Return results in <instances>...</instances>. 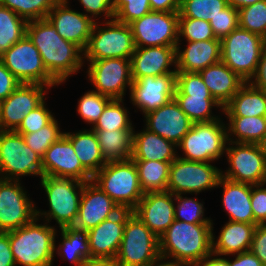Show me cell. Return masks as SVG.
I'll return each mask as SVG.
<instances>
[{
    "mask_svg": "<svg viewBox=\"0 0 266 266\" xmlns=\"http://www.w3.org/2000/svg\"><path fill=\"white\" fill-rule=\"evenodd\" d=\"M26 34L39 50L48 73L59 83L76 74L84 64V51L64 40L47 18L27 22Z\"/></svg>",
    "mask_w": 266,
    "mask_h": 266,
    "instance_id": "obj_1",
    "label": "cell"
},
{
    "mask_svg": "<svg viewBox=\"0 0 266 266\" xmlns=\"http://www.w3.org/2000/svg\"><path fill=\"white\" fill-rule=\"evenodd\" d=\"M212 224H194L174 220L159 237L160 256L196 266L212 253Z\"/></svg>",
    "mask_w": 266,
    "mask_h": 266,
    "instance_id": "obj_2",
    "label": "cell"
},
{
    "mask_svg": "<svg viewBox=\"0 0 266 266\" xmlns=\"http://www.w3.org/2000/svg\"><path fill=\"white\" fill-rule=\"evenodd\" d=\"M38 217L16 230L9 231L11 251L17 265L52 266L55 255L56 228L38 224Z\"/></svg>",
    "mask_w": 266,
    "mask_h": 266,
    "instance_id": "obj_3",
    "label": "cell"
},
{
    "mask_svg": "<svg viewBox=\"0 0 266 266\" xmlns=\"http://www.w3.org/2000/svg\"><path fill=\"white\" fill-rule=\"evenodd\" d=\"M97 184L121 209L133 210L145 194L132 159L106 163L94 176Z\"/></svg>",
    "mask_w": 266,
    "mask_h": 266,
    "instance_id": "obj_4",
    "label": "cell"
},
{
    "mask_svg": "<svg viewBox=\"0 0 266 266\" xmlns=\"http://www.w3.org/2000/svg\"><path fill=\"white\" fill-rule=\"evenodd\" d=\"M84 183L74 178L41 177L49 202L48 211L36 210V217L46 222L56 220L58 227H71L76 222ZM43 216V217H42Z\"/></svg>",
    "mask_w": 266,
    "mask_h": 266,
    "instance_id": "obj_5",
    "label": "cell"
},
{
    "mask_svg": "<svg viewBox=\"0 0 266 266\" xmlns=\"http://www.w3.org/2000/svg\"><path fill=\"white\" fill-rule=\"evenodd\" d=\"M264 45L263 37L238 26L221 40V61L250 82L257 72Z\"/></svg>",
    "mask_w": 266,
    "mask_h": 266,
    "instance_id": "obj_6",
    "label": "cell"
},
{
    "mask_svg": "<svg viewBox=\"0 0 266 266\" xmlns=\"http://www.w3.org/2000/svg\"><path fill=\"white\" fill-rule=\"evenodd\" d=\"M102 24L105 26L95 22L84 50V60L130 59L136 48L130 25L115 19Z\"/></svg>",
    "mask_w": 266,
    "mask_h": 266,
    "instance_id": "obj_7",
    "label": "cell"
},
{
    "mask_svg": "<svg viewBox=\"0 0 266 266\" xmlns=\"http://www.w3.org/2000/svg\"><path fill=\"white\" fill-rule=\"evenodd\" d=\"M226 126L221 118L212 122L193 123L177 145L185 154L179 158L209 163L221 158L228 142Z\"/></svg>",
    "mask_w": 266,
    "mask_h": 266,
    "instance_id": "obj_8",
    "label": "cell"
},
{
    "mask_svg": "<svg viewBox=\"0 0 266 266\" xmlns=\"http://www.w3.org/2000/svg\"><path fill=\"white\" fill-rule=\"evenodd\" d=\"M25 175L43 176L42 157L21 134L0 130V179L19 181Z\"/></svg>",
    "mask_w": 266,
    "mask_h": 266,
    "instance_id": "obj_9",
    "label": "cell"
},
{
    "mask_svg": "<svg viewBox=\"0 0 266 266\" xmlns=\"http://www.w3.org/2000/svg\"><path fill=\"white\" fill-rule=\"evenodd\" d=\"M159 256V238L132 213L125 222L116 263L119 266H147Z\"/></svg>",
    "mask_w": 266,
    "mask_h": 266,
    "instance_id": "obj_10",
    "label": "cell"
},
{
    "mask_svg": "<svg viewBox=\"0 0 266 266\" xmlns=\"http://www.w3.org/2000/svg\"><path fill=\"white\" fill-rule=\"evenodd\" d=\"M0 61L21 83L41 84L50 88L59 85L48 73L39 50L27 34L6 50Z\"/></svg>",
    "mask_w": 266,
    "mask_h": 266,
    "instance_id": "obj_11",
    "label": "cell"
},
{
    "mask_svg": "<svg viewBox=\"0 0 266 266\" xmlns=\"http://www.w3.org/2000/svg\"><path fill=\"white\" fill-rule=\"evenodd\" d=\"M227 145L225 153L230 167L224 174L221 171V176L238 183L263 184L266 176V152L262 144L228 141Z\"/></svg>",
    "mask_w": 266,
    "mask_h": 266,
    "instance_id": "obj_12",
    "label": "cell"
},
{
    "mask_svg": "<svg viewBox=\"0 0 266 266\" xmlns=\"http://www.w3.org/2000/svg\"><path fill=\"white\" fill-rule=\"evenodd\" d=\"M221 170L209 162H196L179 158L170 164L168 192L173 195L198 194L216 188Z\"/></svg>",
    "mask_w": 266,
    "mask_h": 266,
    "instance_id": "obj_13",
    "label": "cell"
},
{
    "mask_svg": "<svg viewBox=\"0 0 266 266\" xmlns=\"http://www.w3.org/2000/svg\"><path fill=\"white\" fill-rule=\"evenodd\" d=\"M129 25L136 47H176L179 43V12L151 11Z\"/></svg>",
    "mask_w": 266,
    "mask_h": 266,
    "instance_id": "obj_14",
    "label": "cell"
},
{
    "mask_svg": "<svg viewBox=\"0 0 266 266\" xmlns=\"http://www.w3.org/2000/svg\"><path fill=\"white\" fill-rule=\"evenodd\" d=\"M87 74L96 92L112 99H123L126 87L132 85L130 59L108 58L102 60H87Z\"/></svg>",
    "mask_w": 266,
    "mask_h": 266,
    "instance_id": "obj_15",
    "label": "cell"
},
{
    "mask_svg": "<svg viewBox=\"0 0 266 266\" xmlns=\"http://www.w3.org/2000/svg\"><path fill=\"white\" fill-rule=\"evenodd\" d=\"M20 180L0 179V232L23 227L36 217V206Z\"/></svg>",
    "mask_w": 266,
    "mask_h": 266,
    "instance_id": "obj_16",
    "label": "cell"
},
{
    "mask_svg": "<svg viewBox=\"0 0 266 266\" xmlns=\"http://www.w3.org/2000/svg\"><path fill=\"white\" fill-rule=\"evenodd\" d=\"M50 87L21 83L6 99L0 101V130L15 131L24 117L40 106ZM44 89H46L44 91Z\"/></svg>",
    "mask_w": 266,
    "mask_h": 266,
    "instance_id": "obj_17",
    "label": "cell"
},
{
    "mask_svg": "<svg viewBox=\"0 0 266 266\" xmlns=\"http://www.w3.org/2000/svg\"><path fill=\"white\" fill-rule=\"evenodd\" d=\"M176 73L145 76L133 80L130 99L144 115L160 108L174 98Z\"/></svg>",
    "mask_w": 266,
    "mask_h": 266,
    "instance_id": "obj_18",
    "label": "cell"
},
{
    "mask_svg": "<svg viewBox=\"0 0 266 266\" xmlns=\"http://www.w3.org/2000/svg\"><path fill=\"white\" fill-rule=\"evenodd\" d=\"M43 176L74 178L89 182L93 176L82 166L71 141L63 135L42 156Z\"/></svg>",
    "mask_w": 266,
    "mask_h": 266,
    "instance_id": "obj_19",
    "label": "cell"
},
{
    "mask_svg": "<svg viewBox=\"0 0 266 266\" xmlns=\"http://www.w3.org/2000/svg\"><path fill=\"white\" fill-rule=\"evenodd\" d=\"M121 210L97 184L92 180L84 183L80 199L78 216L73 227L89 231L102 221L112 217Z\"/></svg>",
    "mask_w": 266,
    "mask_h": 266,
    "instance_id": "obj_20",
    "label": "cell"
},
{
    "mask_svg": "<svg viewBox=\"0 0 266 266\" xmlns=\"http://www.w3.org/2000/svg\"><path fill=\"white\" fill-rule=\"evenodd\" d=\"M68 5V0H60L46 18L64 40L75 43L84 51L95 21L84 13L71 10Z\"/></svg>",
    "mask_w": 266,
    "mask_h": 266,
    "instance_id": "obj_21",
    "label": "cell"
},
{
    "mask_svg": "<svg viewBox=\"0 0 266 266\" xmlns=\"http://www.w3.org/2000/svg\"><path fill=\"white\" fill-rule=\"evenodd\" d=\"M175 195L146 192L132 212L159 238L175 220Z\"/></svg>",
    "mask_w": 266,
    "mask_h": 266,
    "instance_id": "obj_22",
    "label": "cell"
},
{
    "mask_svg": "<svg viewBox=\"0 0 266 266\" xmlns=\"http://www.w3.org/2000/svg\"><path fill=\"white\" fill-rule=\"evenodd\" d=\"M133 212L121 209L117 214L87 231L91 258L115 259L124 234L126 219Z\"/></svg>",
    "mask_w": 266,
    "mask_h": 266,
    "instance_id": "obj_23",
    "label": "cell"
},
{
    "mask_svg": "<svg viewBox=\"0 0 266 266\" xmlns=\"http://www.w3.org/2000/svg\"><path fill=\"white\" fill-rule=\"evenodd\" d=\"M146 129L178 145L193 122L173 98L167 104L144 115Z\"/></svg>",
    "mask_w": 266,
    "mask_h": 266,
    "instance_id": "obj_24",
    "label": "cell"
},
{
    "mask_svg": "<svg viewBox=\"0 0 266 266\" xmlns=\"http://www.w3.org/2000/svg\"><path fill=\"white\" fill-rule=\"evenodd\" d=\"M132 79L136 80L145 76H159L168 73H177L176 47L151 46L136 47L130 58Z\"/></svg>",
    "mask_w": 266,
    "mask_h": 266,
    "instance_id": "obj_25",
    "label": "cell"
},
{
    "mask_svg": "<svg viewBox=\"0 0 266 266\" xmlns=\"http://www.w3.org/2000/svg\"><path fill=\"white\" fill-rule=\"evenodd\" d=\"M176 46L177 72H200L204 68L221 61V40L188 42L184 50Z\"/></svg>",
    "mask_w": 266,
    "mask_h": 266,
    "instance_id": "obj_26",
    "label": "cell"
},
{
    "mask_svg": "<svg viewBox=\"0 0 266 266\" xmlns=\"http://www.w3.org/2000/svg\"><path fill=\"white\" fill-rule=\"evenodd\" d=\"M219 186L223 188L222 206L229 214V220L258 225L251 208V185L234 182L221 176L217 188Z\"/></svg>",
    "mask_w": 266,
    "mask_h": 266,
    "instance_id": "obj_27",
    "label": "cell"
},
{
    "mask_svg": "<svg viewBox=\"0 0 266 266\" xmlns=\"http://www.w3.org/2000/svg\"><path fill=\"white\" fill-rule=\"evenodd\" d=\"M199 73L212 97L223 107L246 83L222 61L204 68Z\"/></svg>",
    "mask_w": 266,
    "mask_h": 266,
    "instance_id": "obj_28",
    "label": "cell"
},
{
    "mask_svg": "<svg viewBox=\"0 0 266 266\" xmlns=\"http://www.w3.org/2000/svg\"><path fill=\"white\" fill-rule=\"evenodd\" d=\"M256 226L229 220L222 227L217 240L212 235V252L227 256L249 251Z\"/></svg>",
    "mask_w": 266,
    "mask_h": 266,
    "instance_id": "obj_29",
    "label": "cell"
},
{
    "mask_svg": "<svg viewBox=\"0 0 266 266\" xmlns=\"http://www.w3.org/2000/svg\"><path fill=\"white\" fill-rule=\"evenodd\" d=\"M177 145L158 134L143 129L133 134L132 160L172 162L177 158Z\"/></svg>",
    "mask_w": 266,
    "mask_h": 266,
    "instance_id": "obj_30",
    "label": "cell"
},
{
    "mask_svg": "<svg viewBox=\"0 0 266 266\" xmlns=\"http://www.w3.org/2000/svg\"><path fill=\"white\" fill-rule=\"evenodd\" d=\"M222 111L226 117L266 116V91L246 82Z\"/></svg>",
    "mask_w": 266,
    "mask_h": 266,
    "instance_id": "obj_31",
    "label": "cell"
},
{
    "mask_svg": "<svg viewBox=\"0 0 266 266\" xmlns=\"http://www.w3.org/2000/svg\"><path fill=\"white\" fill-rule=\"evenodd\" d=\"M71 141L76 156L82 166L94 176L105 164L97 135L93 129L79 130L76 133L64 132Z\"/></svg>",
    "mask_w": 266,
    "mask_h": 266,
    "instance_id": "obj_32",
    "label": "cell"
},
{
    "mask_svg": "<svg viewBox=\"0 0 266 266\" xmlns=\"http://www.w3.org/2000/svg\"><path fill=\"white\" fill-rule=\"evenodd\" d=\"M106 163L131 159L134 130H94Z\"/></svg>",
    "mask_w": 266,
    "mask_h": 266,
    "instance_id": "obj_33",
    "label": "cell"
},
{
    "mask_svg": "<svg viewBox=\"0 0 266 266\" xmlns=\"http://www.w3.org/2000/svg\"><path fill=\"white\" fill-rule=\"evenodd\" d=\"M62 242L54 248V253L62 259L69 260L75 266H82L84 262L91 258L89 241L86 231L73 226L61 228Z\"/></svg>",
    "mask_w": 266,
    "mask_h": 266,
    "instance_id": "obj_34",
    "label": "cell"
},
{
    "mask_svg": "<svg viewBox=\"0 0 266 266\" xmlns=\"http://www.w3.org/2000/svg\"><path fill=\"white\" fill-rule=\"evenodd\" d=\"M227 140L262 144L266 139V116L227 117ZM235 135V140L233 139ZM233 136V137H231Z\"/></svg>",
    "mask_w": 266,
    "mask_h": 266,
    "instance_id": "obj_35",
    "label": "cell"
},
{
    "mask_svg": "<svg viewBox=\"0 0 266 266\" xmlns=\"http://www.w3.org/2000/svg\"><path fill=\"white\" fill-rule=\"evenodd\" d=\"M140 186L144 193L166 191L169 180V169L172 162L152 160H133Z\"/></svg>",
    "mask_w": 266,
    "mask_h": 266,
    "instance_id": "obj_36",
    "label": "cell"
},
{
    "mask_svg": "<svg viewBox=\"0 0 266 266\" xmlns=\"http://www.w3.org/2000/svg\"><path fill=\"white\" fill-rule=\"evenodd\" d=\"M174 99L193 123L212 122L220 119L218 116L212 115V108L219 107L221 110L223 106L212 95H174Z\"/></svg>",
    "mask_w": 266,
    "mask_h": 266,
    "instance_id": "obj_37",
    "label": "cell"
},
{
    "mask_svg": "<svg viewBox=\"0 0 266 266\" xmlns=\"http://www.w3.org/2000/svg\"><path fill=\"white\" fill-rule=\"evenodd\" d=\"M27 21L0 5V56L26 35Z\"/></svg>",
    "mask_w": 266,
    "mask_h": 266,
    "instance_id": "obj_38",
    "label": "cell"
},
{
    "mask_svg": "<svg viewBox=\"0 0 266 266\" xmlns=\"http://www.w3.org/2000/svg\"><path fill=\"white\" fill-rule=\"evenodd\" d=\"M124 99H112L105 107L93 130H134L129 111L124 107ZM123 104V105H122Z\"/></svg>",
    "mask_w": 266,
    "mask_h": 266,
    "instance_id": "obj_39",
    "label": "cell"
},
{
    "mask_svg": "<svg viewBox=\"0 0 266 266\" xmlns=\"http://www.w3.org/2000/svg\"><path fill=\"white\" fill-rule=\"evenodd\" d=\"M227 6V0H181L179 18L210 22Z\"/></svg>",
    "mask_w": 266,
    "mask_h": 266,
    "instance_id": "obj_40",
    "label": "cell"
},
{
    "mask_svg": "<svg viewBox=\"0 0 266 266\" xmlns=\"http://www.w3.org/2000/svg\"><path fill=\"white\" fill-rule=\"evenodd\" d=\"M60 0H0V5L14 11L27 22L44 19Z\"/></svg>",
    "mask_w": 266,
    "mask_h": 266,
    "instance_id": "obj_41",
    "label": "cell"
},
{
    "mask_svg": "<svg viewBox=\"0 0 266 266\" xmlns=\"http://www.w3.org/2000/svg\"><path fill=\"white\" fill-rule=\"evenodd\" d=\"M18 134H21L26 144L42 157L46 150L64 135V132H61L58 121L53 118L38 131Z\"/></svg>",
    "mask_w": 266,
    "mask_h": 266,
    "instance_id": "obj_42",
    "label": "cell"
},
{
    "mask_svg": "<svg viewBox=\"0 0 266 266\" xmlns=\"http://www.w3.org/2000/svg\"><path fill=\"white\" fill-rule=\"evenodd\" d=\"M239 27L264 38L266 35V0L238 10Z\"/></svg>",
    "mask_w": 266,
    "mask_h": 266,
    "instance_id": "obj_43",
    "label": "cell"
},
{
    "mask_svg": "<svg viewBox=\"0 0 266 266\" xmlns=\"http://www.w3.org/2000/svg\"><path fill=\"white\" fill-rule=\"evenodd\" d=\"M112 98L96 91H88L78 101L77 112L88 124H94Z\"/></svg>",
    "mask_w": 266,
    "mask_h": 266,
    "instance_id": "obj_44",
    "label": "cell"
},
{
    "mask_svg": "<svg viewBox=\"0 0 266 266\" xmlns=\"http://www.w3.org/2000/svg\"><path fill=\"white\" fill-rule=\"evenodd\" d=\"M175 201L178 202L174 210L176 220L194 224H212L210 218L204 217L203 202H199L197 198L182 197L180 194L175 195Z\"/></svg>",
    "mask_w": 266,
    "mask_h": 266,
    "instance_id": "obj_45",
    "label": "cell"
},
{
    "mask_svg": "<svg viewBox=\"0 0 266 266\" xmlns=\"http://www.w3.org/2000/svg\"><path fill=\"white\" fill-rule=\"evenodd\" d=\"M114 19L130 24L151 12L149 0H113Z\"/></svg>",
    "mask_w": 266,
    "mask_h": 266,
    "instance_id": "obj_46",
    "label": "cell"
},
{
    "mask_svg": "<svg viewBox=\"0 0 266 266\" xmlns=\"http://www.w3.org/2000/svg\"><path fill=\"white\" fill-rule=\"evenodd\" d=\"M183 36L187 42L216 39L208 21L192 18H179L178 42Z\"/></svg>",
    "mask_w": 266,
    "mask_h": 266,
    "instance_id": "obj_47",
    "label": "cell"
},
{
    "mask_svg": "<svg viewBox=\"0 0 266 266\" xmlns=\"http://www.w3.org/2000/svg\"><path fill=\"white\" fill-rule=\"evenodd\" d=\"M174 95H211L198 72H177Z\"/></svg>",
    "mask_w": 266,
    "mask_h": 266,
    "instance_id": "obj_48",
    "label": "cell"
},
{
    "mask_svg": "<svg viewBox=\"0 0 266 266\" xmlns=\"http://www.w3.org/2000/svg\"><path fill=\"white\" fill-rule=\"evenodd\" d=\"M209 23L215 37L222 40L239 26L238 10L228 5Z\"/></svg>",
    "mask_w": 266,
    "mask_h": 266,
    "instance_id": "obj_49",
    "label": "cell"
},
{
    "mask_svg": "<svg viewBox=\"0 0 266 266\" xmlns=\"http://www.w3.org/2000/svg\"><path fill=\"white\" fill-rule=\"evenodd\" d=\"M55 116L46 108L45 101L23 119L16 133H33L47 125Z\"/></svg>",
    "mask_w": 266,
    "mask_h": 266,
    "instance_id": "obj_50",
    "label": "cell"
},
{
    "mask_svg": "<svg viewBox=\"0 0 266 266\" xmlns=\"http://www.w3.org/2000/svg\"><path fill=\"white\" fill-rule=\"evenodd\" d=\"M263 184L251 185V208L258 224L266 222V188Z\"/></svg>",
    "mask_w": 266,
    "mask_h": 266,
    "instance_id": "obj_51",
    "label": "cell"
},
{
    "mask_svg": "<svg viewBox=\"0 0 266 266\" xmlns=\"http://www.w3.org/2000/svg\"><path fill=\"white\" fill-rule=\"evenodd\" d=\"M79 2L86 11L84 14H88L95 22L98 20L96 17L102 15L108 21L114 19L113 0H79Z\"/></svg>",
    "mask_w": 266,
    "mask_h": 266,
    "instance_id": "obj_52",
    "label": "cell"
},
{
    "mask_svg": "<svg viewBox=\"0 0 266 266\" xmlns=\"http://www.w3.org/2000/svg\"><path fill=\"white\" fill-rule=\"evenodd\" d=\"M249 251L266 266V222L256 226Z\"/></svg>",
    "mask_w": 266,
    "mask_h": 266,
    "instance_id": "obj_53",
    "label": "cell"
},
{
    "mask_svg": "<svg viewBox=\"0 0 266 266\" xmlns=\"http://www.w3.org/2000/svg\"><path fill=\"white\" fill-rule=\"evenodd\" d=\"M21 82L0 61V101L6 99Z\"/></svg>",
    "mask_w": 266,
    "mask_h": 266,
    "instance_id": "obj_54",
    "label": "cell"
},
{
    "mask_svg": "<svg viewBox=\"0 0 266 266\" xmlns=\"http://www.w3.org/2000/svg\"><path fill=\"white\" fill-rule=\"evenodd\" d=\"M0 266H16L9 242V232H0Z\"/></svg>",
    "mask_w": 266,
    "mask_h": 266,
    "instance_id": "obj_55",
    "label": "cell"
},
{
    "mask_svg": "<svg viewBox=\"0 0 266 266\" xmlns=\"http://www.w3.org/2000/svg\"><path fill=\"white\" fill-rule=\"evenodd\" d=\"M250 83L261 90L266 91V45H264L257 72Z\"/></svg>",
    "mask_w": 266,
    "mask_h": 266,
    "instance_id": "obj_56",
    "label": "cell"
},
{
    "mask_svg": "<svg viewBox=\"0 0 266 266\" xmlns=\"http://www.w3.org/2000/svg\"><path fill=\"white\" fill-rule=\"evenodd\" d=\"M181 0H149L151 11L179 12Z\"/></svg>",
    "mask_w": 266,
    "mask_h": 266,
    "instance_id": "obj_57",
    "label": "cell"
},
{
    "mask_svg": "<svg viewBox=\"0 0 266 266\" xmlns=\"http://www.w3.org/2000/svg\"><path fill=\"white\" fill-rule=\"evenodd\" d=\"M230 266H264L260 260L250 251L238 253L234 261H230Z\"/></svg>",
    "mask_w": 266,
    "mask_h": 266,
    "instance_id": "obj_58",
    "label": "cell"
},
{
    "mask_svg": "<svg viewBox=\"0 0 266 266\" xmlns=\"http://www.w3.org/2000/svg\"><path fill=\"white\" fill-rule=\"evenodd\" d=\"M196 266H230V260L212 252Z\"/></svg>",
    "mask_w": 266,
    "mask_h": 266,
    "instance_id": "obj_59",
    "label": "cell"
},
{
    "mask_svg": "<svg viewBox=\"0 0 266 266\" xmlns=\"http://www.w3.org/2000/svg\"><path fill=\"white\" fill-rule=\"evenodd\" d=\"M82 266H119L115 259L90 258Z\"/></svg>",
    "mask_w": 266,
    "mask_h": 266,
    "instance_id": "obj_60",
    "label": "cell"
},
{
    "mask_svg": "<svg viewBox=\"0 0 266 266\" xmlns=\"http://www.w3.org/2000/svg\"><path fill=\"white\" fill-rule=\"evenodd\" d=\"M165 260V261H163ZM168 260L166 257L159 256L157 259L153 260L147 266H187L183 263L176 262L174 260ZM163 261V262H162Z\"/></svg>",
    "mask_w": 266,
    "mask_h": 266,
    "instance_id": "obj_61",
    "label": "cell"
},
{
    "mask_svg": "<svg viewBox=\"0 0 266 266\" xmlns=\"http://www.w3.org/2000/svg\"><path fill=\"white\" fill-rule=\"evenodd\" d=\"M261 0H227L228 5L239 10L247 6L253 5Z\"/></svg>",
    "mask_w": 266,
    "mask_h": 266,
    "instance_id": "obj_62",
    "label": "cell"
},
{
    "mask_svg": "<svg viewBox=\"0 0 266 266\" xmlns=\"http://www.w3.org/2000/svg\"><path fill=\"white\" fill-rule=\"evenodd\" d=\"M262 146H263V149H264L265 152H266V139H265V141L262 143Z\"/></svg>",
    "mask_w": 266,
    "mask_h": 266,
    "instance_id": "obj_63",
    "label": "cell"
},
{
    "mask_svg": "<svg viewBox=\"0 0 266 266\" xmlns=\"http://www.w3.org/2000/svg\"><path fill=\"white\" fill-rule=\"evenodd\" d=\"M264 44L266 45V35L264 36Z\"/></svg>",
    "mask_w": 266,
    "mask_h": 266,
    "instance_id": "obj_64",
    "label": "cell"
}]
</instances>
